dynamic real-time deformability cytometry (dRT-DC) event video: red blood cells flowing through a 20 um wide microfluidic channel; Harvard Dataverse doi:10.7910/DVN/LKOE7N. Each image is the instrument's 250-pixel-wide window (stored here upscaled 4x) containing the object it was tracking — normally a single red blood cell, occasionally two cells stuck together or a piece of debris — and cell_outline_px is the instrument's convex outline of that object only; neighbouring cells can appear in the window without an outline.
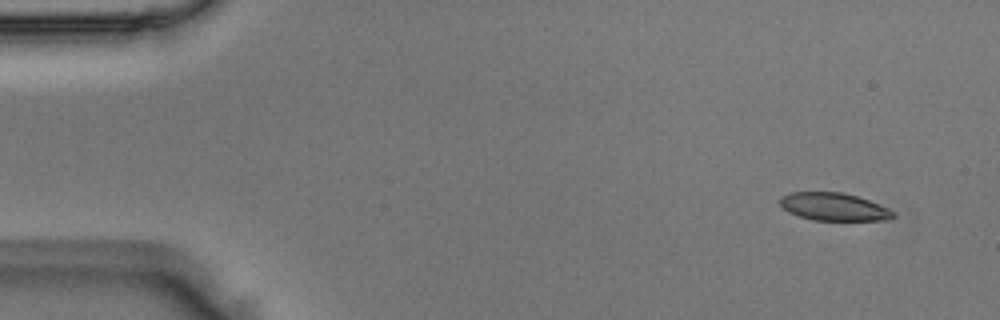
{"species": "Egyptian fruit bat (a non-hibernating species)", "species_latin": "Rousettus aegyptiacus", "temperature_condition": "room temperature", "stored_images_in_passage": 3, "camera_frame_rate_fps": 3000, "um_per_image_px": 0.085, "animal": {"sex": "male"}, "frame": {"image": 1, "passage_image": 1, "time_ms": 0.0, "image_size_px": [1000, 320], "cell_outline_px": [[896, 216], [888, 220], [812, 220], [788, 212], [780, 204], [780, 196], [788, 192], [844, 192], [868, 200], [888, 208], [896, 212]], "centroid_in_image_um": [70.88, 17.57], "position_along_channel_um": 14.1, "area_um2": 18.38}}
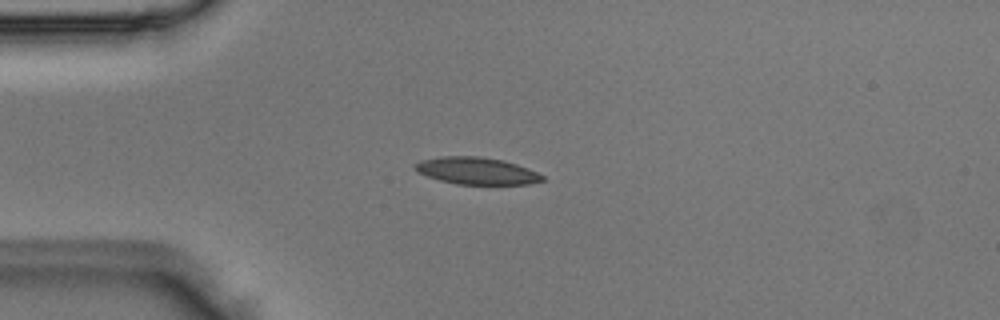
{"frame": {"image": 2, "passage_image": 3, "time_ms": 0.667, "image_size_px": [1000, 320], "cell_outline_px": [[544, 180], [528, 184], [456, 184], [440, 180], [416, 172], [412, 168], [412, 164], [420, 160], [440, 156], [480, 156], [504, 160], [528, 168], [544, 176]], "centroid_in_image_um": [40.45, 14.51], "position_along_channel_um": 44.5, "area_um2": 20.23}}